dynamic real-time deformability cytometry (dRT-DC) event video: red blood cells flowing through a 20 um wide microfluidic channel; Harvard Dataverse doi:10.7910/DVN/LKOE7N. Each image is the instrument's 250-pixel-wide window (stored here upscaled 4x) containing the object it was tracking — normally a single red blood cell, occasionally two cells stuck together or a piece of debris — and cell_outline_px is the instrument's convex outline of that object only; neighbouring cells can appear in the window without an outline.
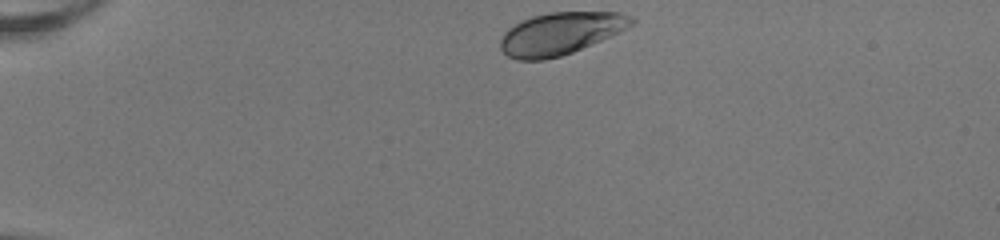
{"species": "human", "species_latin": "Homo sapiens", "temperature_condition": "room temperature", "stored_images_in_passage": 37, "camera_frame_rate_fps": 3000, "um_per_image_px": 0.085, "donor": {"sex": "female"}, "frame": {"image": 1, "passage_image": 1, "time_ms": 0.0, "image_size_px": [1000, 240], "cell_outline_px": [[636, 20], [632, 24], [620, 32], [572, 52], [560, 56], [544, 60], [516, 60], [508, 56], [500, 48], [500, 40], [504, 32], [508, 28], [520, 20], [532, 16], [552, 12], [620, 12], [632, 16]], "centroid_in_image_um": [47.62, 2.84], "position_along_channel_um": 37.4, "area_um2": 32.31}}
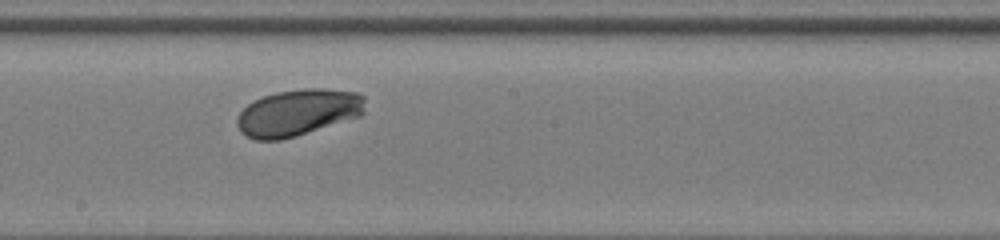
{"frame": {"image": 2, "passage_image": 20, "time_ms": 6.333, "image_size_px": [1000, 240], "cell_outline_px": [[364, 112], [360, 116], [296, 136], [280, 140], [256, 140], [244, 136], [240, 132], [236, 124], [236, 120], [240, 112], [248, 104], [264, 96], [276, 92], [304, 88], [324, 88], [356, 92], [364, 96]], "centroid_in_image_um": [25.31, 9.57], "position_along_channel_um": 222.9, "area_um2": 34.85}}
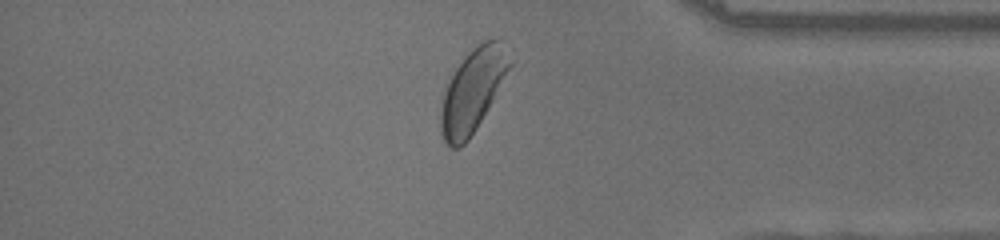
{"frame": {"image": 3, "passage_image": 34, "time_ms": 11.0, "image_size_px": [1000, 240], "cell_outline_px": [[512, 64], [492, 100], [476, 128], [468, 140], [460, 148], [452, 148], [444, 144], [440, 132], [440, 100], [456, 68], [464, 56], [472, 48], [484, 40], [496, 40]], "centroid_in_image_um": [40.09, 7.79], "position_along_channel_um": 395.1, "area_um2": 32.48}, "authors_computed_cell_mechanics": {"area_um2": 34.0442, "velocity_mm_per_s": 3.969, "shape_relaxation_time_tau1_ms": 1.4104, "shape_relaxation_time_tau2_ms": null, "deformation_change_tau1": 0.1057, "deformation_change_tau2": null}}